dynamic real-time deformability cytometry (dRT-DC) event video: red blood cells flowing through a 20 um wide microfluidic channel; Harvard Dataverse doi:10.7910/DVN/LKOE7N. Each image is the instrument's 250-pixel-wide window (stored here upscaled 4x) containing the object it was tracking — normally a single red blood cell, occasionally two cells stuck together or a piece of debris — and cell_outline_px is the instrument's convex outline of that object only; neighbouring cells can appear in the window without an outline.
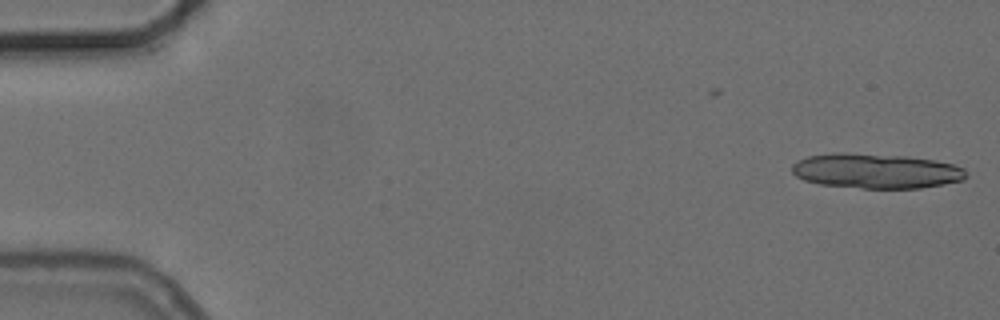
{"species": "common noctule bat (a hibernating species)", "species_latin": "Nyctalus noctula", "temperature_condition": "cold", "stored_images_in_passage": 2, "camera_frame_rate_fps": 3000, "um_per_image_px": 0.085, "animal": {"sex": "female", "body_mass_g": 24.6, "forearm_length_mm": 56.2}, "frame": {"image": 1, "passage_image": 2, "time_ms": 0.333, "image_size_px": [1000, 320], "cell_outline_px": [[968, 176], [964, 180], [944, 184], [920, 188], [860, 188], [820, 184], [804, 180], [796, 176], [792, 172], [792, 164], [796, 160], [808, 156], [836, 152], [844, 152], [904, 156], [936, 160], [952, 164], [964, 168], [968, 172]], "centroid_in_image_um": [74.47, 14.53], "position_along_channel_um": 10.5, "area_um2": 35.66}}